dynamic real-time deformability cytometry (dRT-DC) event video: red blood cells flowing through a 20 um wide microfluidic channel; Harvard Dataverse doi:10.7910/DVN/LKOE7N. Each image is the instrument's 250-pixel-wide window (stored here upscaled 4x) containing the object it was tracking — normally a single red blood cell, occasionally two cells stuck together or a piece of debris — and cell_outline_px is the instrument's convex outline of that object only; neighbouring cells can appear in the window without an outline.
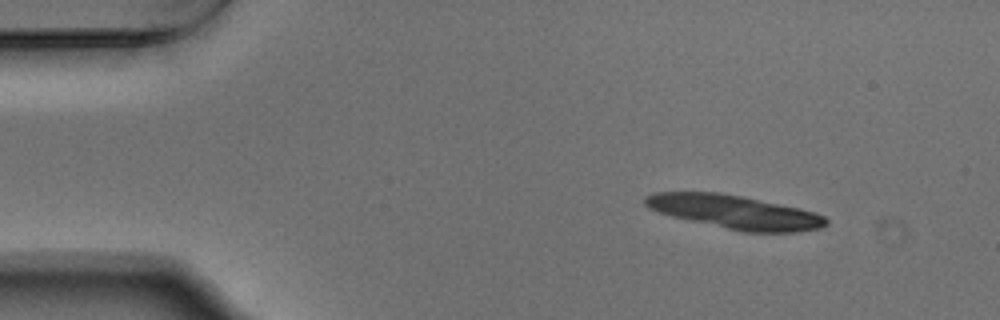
{"species": "Egyptian fruit bat (a non-hibernating species)", "species_latin": "Rousettus aegyptiacus", "temperature_condition": "warm", "stored_images_in_passage": 10, "camera_frame_rate_fps": 3000, "um_per_image_px": 0.085, "animal": {"sex": "male"}, "frame": {"image": 1, "passage_image": 1, "time_ms": 0.0, "image_size_px": [1000, 320], "cell_outline_px": [[828, 224], [820, 228], [796, 232], [744, 232], [672, 216], [648, 208], [644, 204], [644, 196], [652, 192], [720, 192], [800, 208], [824, 216], [828, 220]], "centroid_in_image_um": [62.43, 18.01], "position_along_channel_um": 22.6, "area_um2": 35.14}}